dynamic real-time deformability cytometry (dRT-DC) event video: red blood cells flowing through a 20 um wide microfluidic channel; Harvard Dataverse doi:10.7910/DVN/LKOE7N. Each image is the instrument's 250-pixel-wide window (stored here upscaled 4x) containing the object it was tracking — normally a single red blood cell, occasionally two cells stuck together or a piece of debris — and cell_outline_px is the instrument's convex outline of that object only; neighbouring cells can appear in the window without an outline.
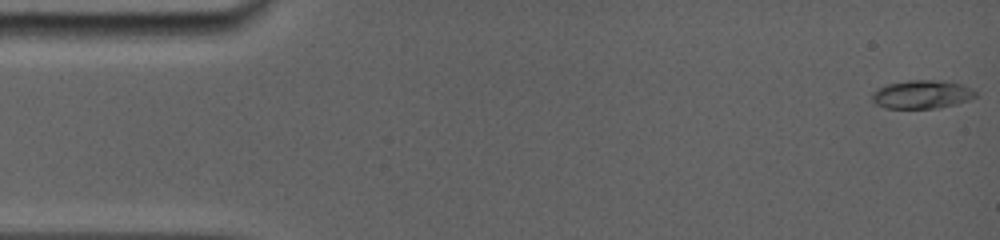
{"species": "common noctule bat (a hibernating species)", "species_latin": "Nyctalus noctula", "temperature_condition": "room temperature", "stored_images_in_passage": 50, "camera_frame_rate_fps": 5000, "um_per_image_px": 0.085, "animal": {"sex": "female", "body_mass_g": 19.0, "forearm_length_mm": 56.7}, "frame": {"image": 1, "passage_image": 1, "time_ms": 0.0, "image_size_px": [1000, 240], "cell_outline_px": [[976, 96], [956, 104], [936, 108], [884, 108], [876, 104], [872, 100], [872, 92], [876, 88], [888, 84], [908, 80], [932, 80], [960, 84], [976, 92]], "centroid_in_image_um": [78.28, 8.03], "position_along_channel_um": 6.7, "area_um2": 16.88}}
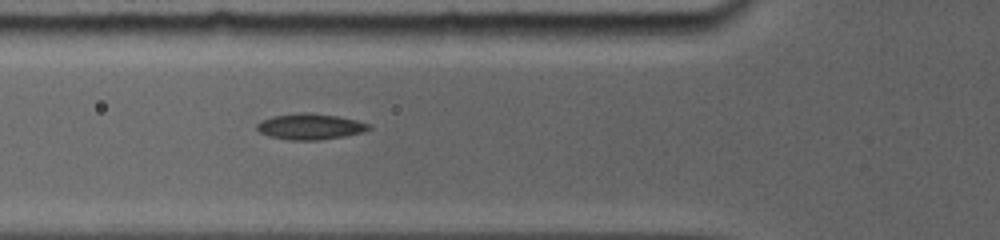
{"frame": {"image": 2, "passage_image": 33, "time_ms": 5.6, "image_size_px": [1000, 240], "cell_outline_px": [[372, 128], [364, 132], [344, 136], [320, 140], [288, 140], [268, 136], [260, 132], [256, 128], [256, 124], [260, 120], [272, 116], [300, 112], [308, 112], [336, 116], [356, 120], [372, 124]], "centroid_in_image_um": [26.36, 10.76], "position_along_channel_um": 99.4, "area_um2": 17.11}}
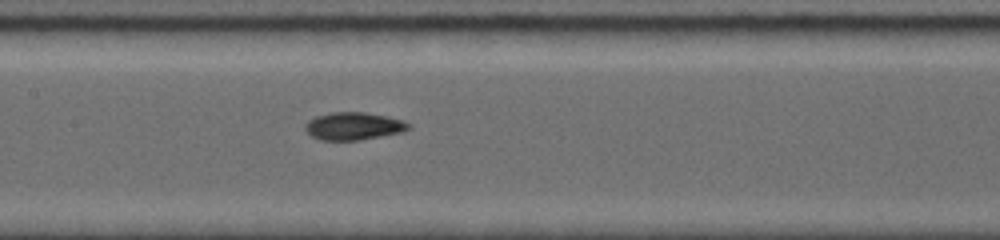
{"frame": {"image": 3, "passage_image": 49, "time_ms": 7.6, "image_size_px": [1000, 240], "cell_outline_px": [[412, 128], [404, 132], [360, 140], [320, 140], [312, 136], [304, 128], [304, 124], [308, 120], [316, 116], [332, 112], [364, 112], [388, 116], [404, 120], [412, 124]], "centroid_in_image_um": [30.11, 10.71], "position_along_channel_um": 177.3, "area_um2": 16.94}}